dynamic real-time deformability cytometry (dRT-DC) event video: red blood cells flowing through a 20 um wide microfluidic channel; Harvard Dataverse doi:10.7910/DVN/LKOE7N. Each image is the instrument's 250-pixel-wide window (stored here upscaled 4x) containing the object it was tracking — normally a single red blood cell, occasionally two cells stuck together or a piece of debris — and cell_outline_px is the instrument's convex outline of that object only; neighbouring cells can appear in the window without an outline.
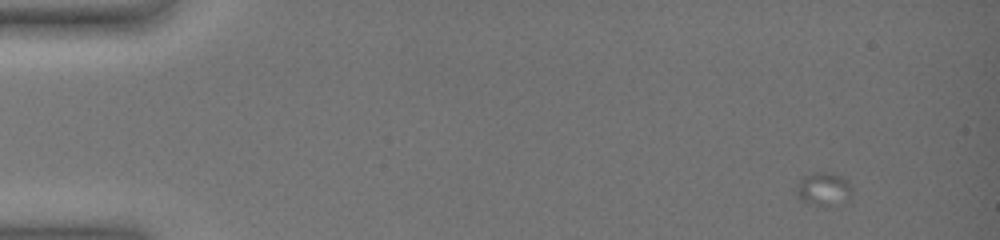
{"species": "common noctule bat (a hibernating species)", "species_latin": "Nyctalus noctula", "temperature_condition": "warm", "stored_images_in_passage": 37, "camera_frame_rate_fps": 3000, "um_per_image_px": 0.085, "animal": {"sex": "female", "body_mass_g": 19.0, "forearm_length_mm": 51.5}, "frame": {"image": 1, "passage_image": 1, "time_ms": 0.0, "image_size_px": [1000, 240], "cell_outline_px": [[852, 196], [848, 200], [828, 208], [816, 208], [800, 200], [796, 192], [796, 188], [800, 180], [804, 176], [812, 172], [828, 172], [840, 176], [848, 180], [852, 184]], "centroid_in_image_um": [70.03, 16.12], "position_along_channel_um": 15.0, "area_um2": 11.44}}